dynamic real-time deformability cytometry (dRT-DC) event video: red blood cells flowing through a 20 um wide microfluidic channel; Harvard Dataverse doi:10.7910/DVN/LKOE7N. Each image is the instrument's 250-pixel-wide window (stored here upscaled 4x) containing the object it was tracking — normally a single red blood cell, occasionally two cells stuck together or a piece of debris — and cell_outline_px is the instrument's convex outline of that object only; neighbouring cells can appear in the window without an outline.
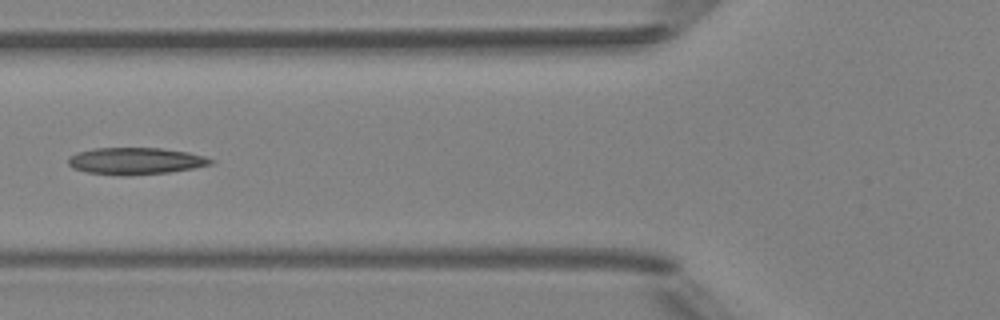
{"species": "Egyptian fruit bat (a non-hibernating species)", "species_latin": "Rousettus aegyptiacus", "temperature_condition": "room temperature", "stored_images_in_passage": 4, "camera_frame_rate_fps": 3000, "um_per_image_px": 0.085, "animal": {"sex": "female"}, "frame": {"image": 1, "passage_image": 4, "time_ms": 4.333, "image_size_px": [1000, 320], "cell_outline_px": [[216, 160], [212, 164], [192, 168], [168, 172], [124, 176], [120, 176], [88, 172], [72, 168], [68, 164], [68, 156], [76, 152], [96, 148], [160, 148], [188, 152], [204, 156]], "centroid_in_image_um": [11.5, 13.68], "position_along_channel_um": 114.3, "area_um2": 22.37}}